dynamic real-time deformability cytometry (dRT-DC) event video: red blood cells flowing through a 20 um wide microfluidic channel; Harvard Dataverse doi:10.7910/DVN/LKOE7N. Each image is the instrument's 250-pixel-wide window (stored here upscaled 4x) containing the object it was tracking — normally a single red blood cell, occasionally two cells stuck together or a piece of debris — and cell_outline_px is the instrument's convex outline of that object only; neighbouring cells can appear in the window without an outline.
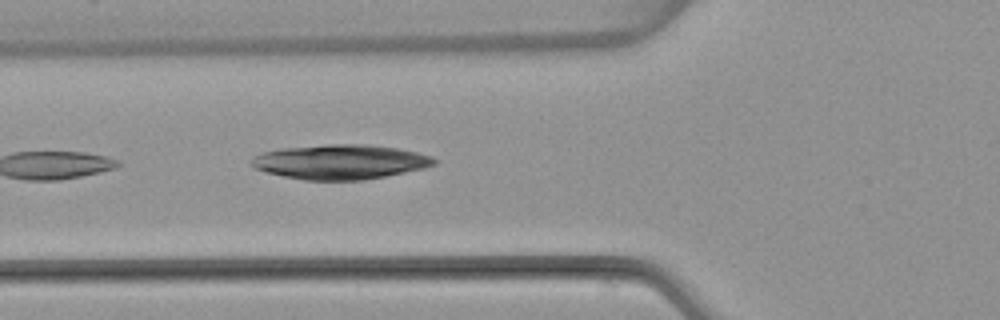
{"species": "common noctule bat (a hibernating species)", "species_latin": "Nyctalus noctula", "temperature_condition": "warm", "stored_images_in_passage": 5, "camera_frame_rate_fps": 3000, "um_per_image_px": 0.085, "animal": {"sex": "female", "body_mass_g": 22.7, "forearm_length_mm": 54.2}, "frame": {"image": 1, "passage_image": 5, "time_ms": 4.667, "image_size_px": [1000, 320], "cell_outline_px": [[436, 164], [424, 168], [364, 180], [304, 180], [284, 176], [268, 172], [256, 168], [252, 164], [252, 156], [264, 152], [284, 148], [328, 144], [364, 144], [396, 148], [416, 152], [432, 156], [436, 160]], "centroid_in_image_um": [28.94, 13.76], "position_along_channel_um": 96.9, "area_um2": 36.53}}